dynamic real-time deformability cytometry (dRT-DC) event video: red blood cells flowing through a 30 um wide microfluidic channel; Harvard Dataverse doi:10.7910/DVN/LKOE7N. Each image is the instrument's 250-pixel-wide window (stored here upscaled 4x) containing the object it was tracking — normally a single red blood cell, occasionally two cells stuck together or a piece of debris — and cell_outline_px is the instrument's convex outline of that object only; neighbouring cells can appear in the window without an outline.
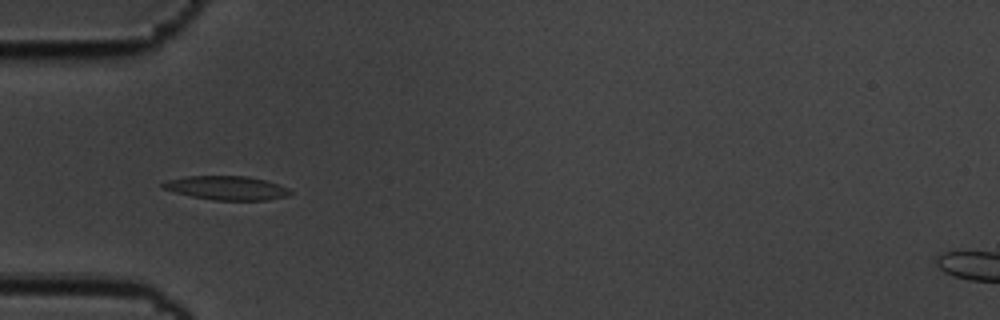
{"species": "common noctule bat (a hibernating species)", "species_latin": "Nyctalus noctula", "temperature_condition": "cold", "stored_images_in_passage": 41, "camera_frame_rate_fps": 3000, "um_per_image_px": 0.085, "animal": {"sex": "male", "body_mass_g": 19.5, "forearm_length_mm": 54.6}, "frame": {"image": 1, "passage_image": 2, "time_ms": 0.333, "image_size_px": [1000, 320], "cell_outline_px": [[292, 192], [288, 196], [268, 200], [212, 200], [192, 196], [160, 188], [160, 184], [168, 180], [188, 176], [248, 176], [264, 180], [288, 188]], "centroid_in_image_um": [19.25, 15.98], "position_along_channel_um": 65.7, "area_um2": 17.63}}
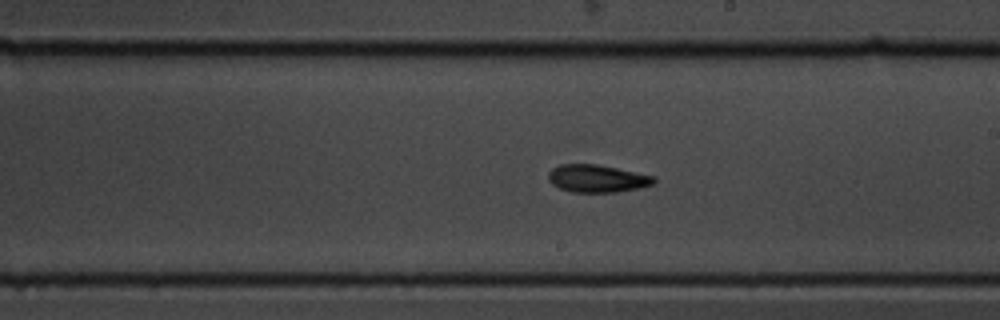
{"frame": {"image": 2, "passage_image": 17, "time_ms": 5.333, "image_size_px": [1000, 320], "cell_outline_px": [[656, 184], [640, 188], [616, 192], [572, 192], [560, 188], [552, 184], [548, 180], [548, 172], [552, 168], [560, 164], [596, 164], [656, 176]], "centroid_in_image_um": [50.78, 15.17], "position_along_channel_um": 238.2, "area_um2": 17.11}}
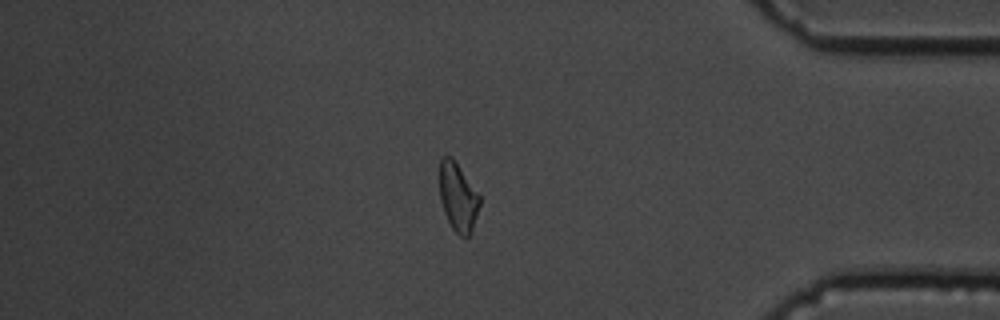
{"frame": {"image": 3, "passage_image": 33, "time_ms": 10.667, "image_size_px": [1000, 320], "cell_outline_px": [[480, 204], [472, 232], [468, 236], [460, 236], [452, 228], [444, 212], [440, 200], [440, 160], [444, 156], [452, 156], [480, 196]], "centroid_in_image_um": [38.93, 16.76], "position_along_channel_um": 396.3, "area_um2": 15.9}, "authors_computed_cell_mechanics": {"area_um2": 16.6464, "velocity_mm_per_s": 3.4758, "shape_relaxation_time_tau1_ms": 5.8816, "shape_relaxation_time_tau2_ms": 5.7273, "deformation_change_tau1": 0.2015, "deformation_change_tau2": 0.1392}}